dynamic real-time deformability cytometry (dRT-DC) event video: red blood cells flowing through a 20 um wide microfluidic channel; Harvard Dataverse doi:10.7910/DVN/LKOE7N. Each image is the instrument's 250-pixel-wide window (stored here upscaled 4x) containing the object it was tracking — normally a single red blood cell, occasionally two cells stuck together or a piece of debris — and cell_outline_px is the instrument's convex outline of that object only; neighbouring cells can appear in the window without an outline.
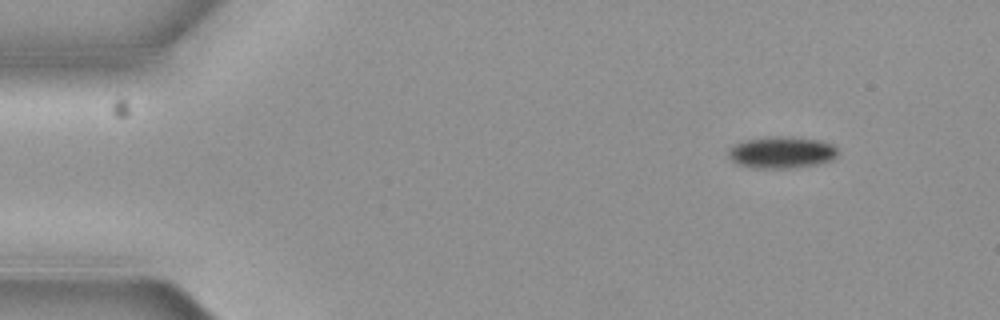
{"species": "common noctule bat (a hibernating species)", "species_latin": "Nyctalus noctula", "temperature_condition": "cold", "stored_images_in_passage": 4, "camera_frame_rate_fps": 3000, "um_per_image_px": 0.085, "animal": {"sex": "female", "body_mass_g": 19.3, "forearm_length_mm": 54.1}, "frame": {"image": 1, "passage_image": 1, "time_ms": 0.0, "image_size_px": [1000, 320], "cell_outline_px": [[840, 152], [832, 160], [816, 164], [792, 168], [752, 168], [736, 164], [728, 156], [728, 148], [736, 144], [748, 140], [772, 136], [784, 136], [820, 140], [832, 144]], "centroid_in_image_um": [66.44, 12.96], "position_along_channel_um": 18.6, "area_um2": 20.29}}
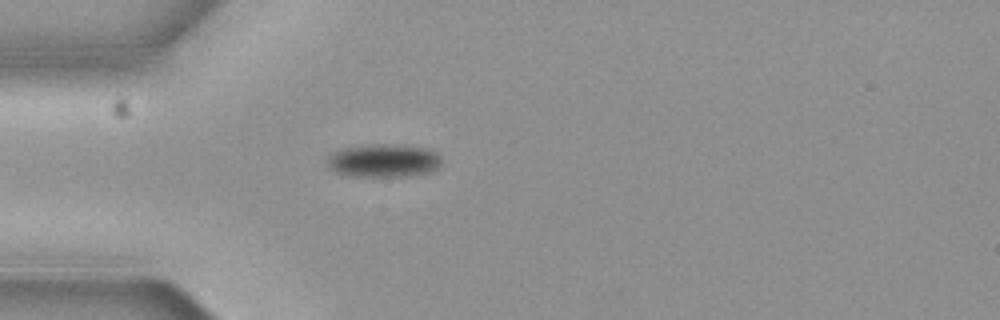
{"frame": {"image": 2, "passage_image": 3, "time_ms": 0.667, "image_size_px": [1000, 320], "cell_outline_px": [[440, 164], [436, 168], [428, 172], [408, 176], [352, 176], [336, 172], [328, 164], [328, 160], [336, 152], [344, 148], [372, 144], [388, 144], [424, 148], [440, 156]], "centroid_in_image_um": [32.62, 13.66], "position_along_channel_um": 52.4, "area_um2": 21.39}}